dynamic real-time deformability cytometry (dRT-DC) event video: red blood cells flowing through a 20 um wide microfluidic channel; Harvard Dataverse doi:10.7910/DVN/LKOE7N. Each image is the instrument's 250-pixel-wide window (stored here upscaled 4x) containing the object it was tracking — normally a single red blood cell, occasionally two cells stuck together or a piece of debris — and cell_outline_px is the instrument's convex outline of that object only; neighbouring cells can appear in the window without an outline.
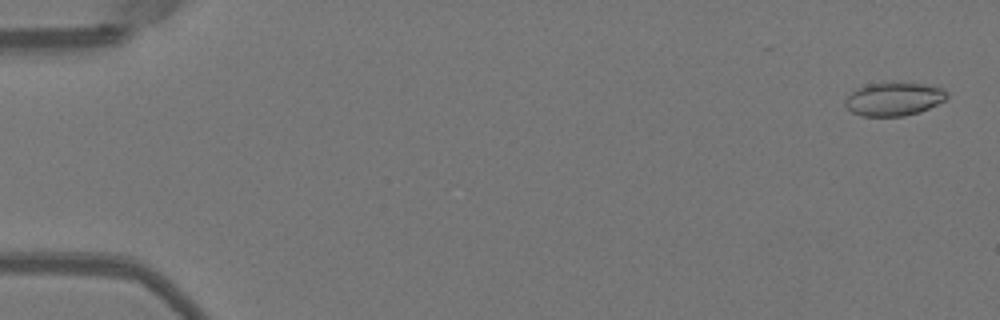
{"species": "Egyptian fruit bat (a non-hibernating species)", "species_latin": "Rousettus aegyptiacus", "temperature_condition": "warm", "stored_images_in_passage": 49, "camera_frame_rate_fps": 3000, "um_per_image_px": 0.085, "animal": {"sex": "female"}, "frame": {"image": 1, "passage_image": 2, "time_ms": 0.333, "image_size_px": [1000, 320], "cell_outline_px": [[948, 96], [944, 100], [920, 112], [904, 116], [860, 116], [852, 112], [844, 104], [844, 100], [852, 92], [868, 84], [896, 80], [944, 88], [948, 92]], "centroid_in_image_um": [75.98, 8.39], "position_along_channel_um": 9.0, "area_um2": 20.06}}
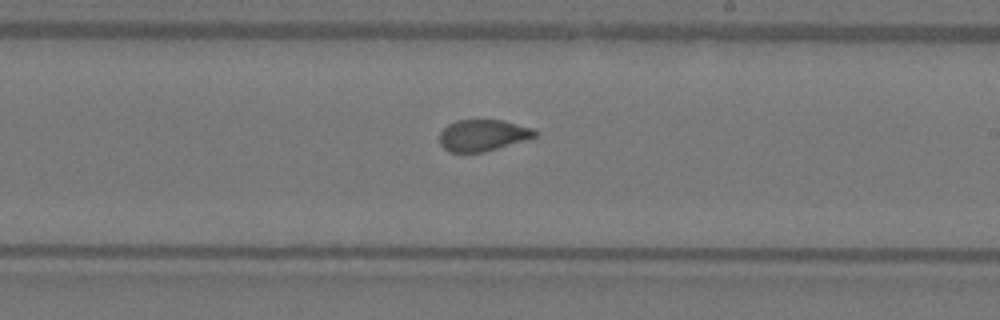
{"frame": {"image": 2, "passage_image": 31, "time_ms": 10.0, "image_size_px": [1000, 320], "cell_outline_px": [[540, 132], [536, 136], [524, 140], [484, 152], [448, 152], [440, 144], [440, 132], [448, 124], [456, 120], [504, 120], [532, 128]], "centroid_in_image_um": [41.04, 11.49], "position_along_channel_um": 248.0, "area_um2": 17.46}}
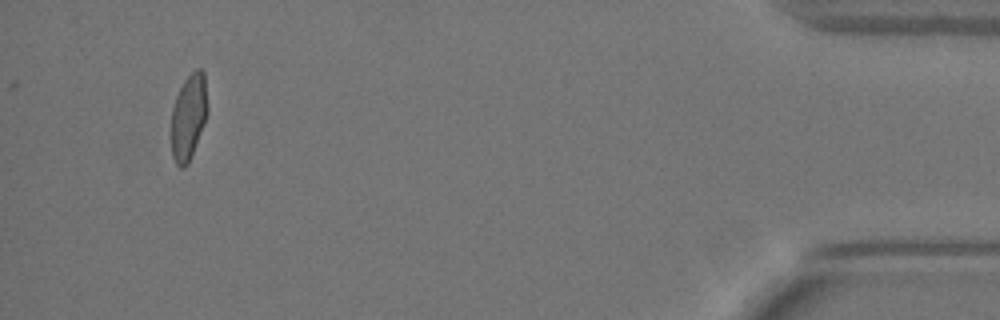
{"frame": {"image": 3, "passage_image": 49, "time_ms": 16.0, "image_size_px": [1000, 320], "cell_outline_px": [[208, 112], [188, 164], [184, 168], [180, 168], [176, 164], [172, 156], [172, 108], [176, 96], [184, 80], [196, 68], [200, 68], [204, 72], [208, 108]], "centroid_in_image_um": [16.03, 9.92], "position_along_channel_um": 419.2, "area_um2": 17.98}, "authors_computed_cell_mechanics": {"area_um2": 18.9006, "velocity_mm_per_s": 4.0161, "shape_relaxation_time_tau1_ms": 6.6543, "shape_relaxation_time_tau2_ms": null, "deformation_change_tau1": 0.1924, "deformation_change_tau2": null}}